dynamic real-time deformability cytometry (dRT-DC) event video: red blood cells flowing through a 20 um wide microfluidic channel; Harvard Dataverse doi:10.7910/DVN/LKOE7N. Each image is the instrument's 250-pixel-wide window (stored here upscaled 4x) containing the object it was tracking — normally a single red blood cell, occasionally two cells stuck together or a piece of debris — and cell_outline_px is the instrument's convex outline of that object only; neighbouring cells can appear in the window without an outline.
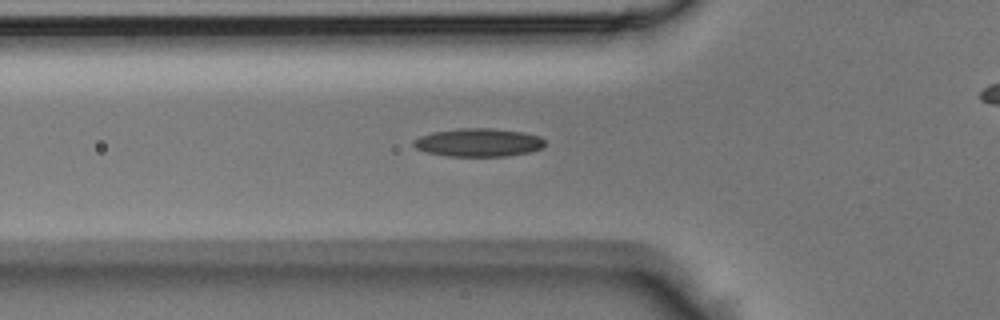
{"species": "Egyptian fruit bat (a non-hibernating species)", "species_latin": "Rousettus aegyptiacus", "temperature_condition": "room temperature", "stored_images_in_passage": 31, "camera_frame_rate_fps": 3000, "um_per_image_px": 0.085, "animal": {"sex": "male"}, "frame": {"image": 1, "passage_image": 2, "time_ms": 0.333, "image_size_px": [1000, 320], "cell_outline_px": [[544, 144], [540, 148], [528, 152], [504, 156], [448, 156], [428, 152], [416, 148], [412, 144], [412, 140], [420, 136], [432, 132], [460, 128], [492, 128], [524, 132], [540, 136], [544, 140]], "centroid_in_image_um": [40.64, 12.1], "position_along_channel_um": 85.2, "area_um2": 21.5}}
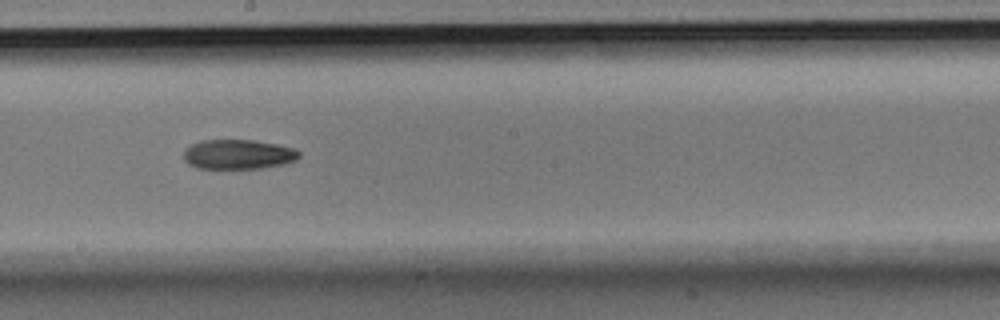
{"frame": {"image": 2, "passage_image": 11, "time_ms": 3.333, "image_size_px": [1000, 320], "cell_outline_px": [[300, 156], [296, 160], [284, 164], [260, 168], [196, 168], [188, 164], [184, 160], [184, 148], [200, 140], [256, 140], [296, 148], [300, 152]], "centroid_in_image_um": [20.25, 13.11], "position_along_channel_um": 228.0, "area_um2": 20.11}}
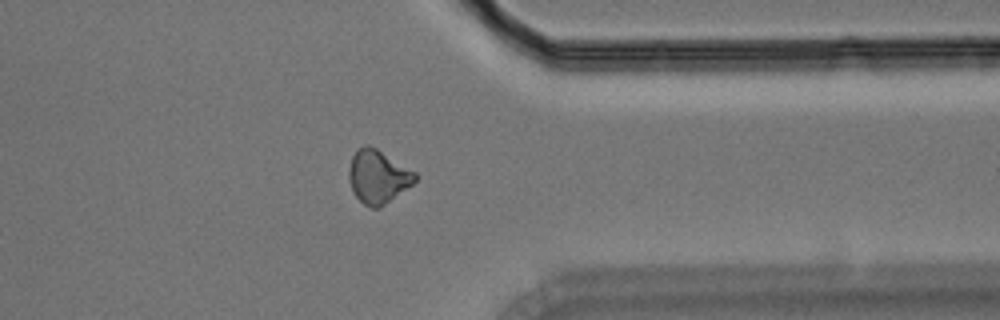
{"frame": {"image": 3, "passage_image": 21, "time_ms": 6.667, "image_size_px": [1000, 320], "cell_outline_px": [[416, 180], [412, 184], [380, 208], [372, 208], [364, 204], [352, 192], [348, 176], [348, 172], [352, 156], [356, 148], [364, 144], [368, 144], [376, 148], [416, 172]], "centroid_in_image_um": [32.1, 15.0], "position_along_channel_um": 379.3, "area_um2": 20.58}}